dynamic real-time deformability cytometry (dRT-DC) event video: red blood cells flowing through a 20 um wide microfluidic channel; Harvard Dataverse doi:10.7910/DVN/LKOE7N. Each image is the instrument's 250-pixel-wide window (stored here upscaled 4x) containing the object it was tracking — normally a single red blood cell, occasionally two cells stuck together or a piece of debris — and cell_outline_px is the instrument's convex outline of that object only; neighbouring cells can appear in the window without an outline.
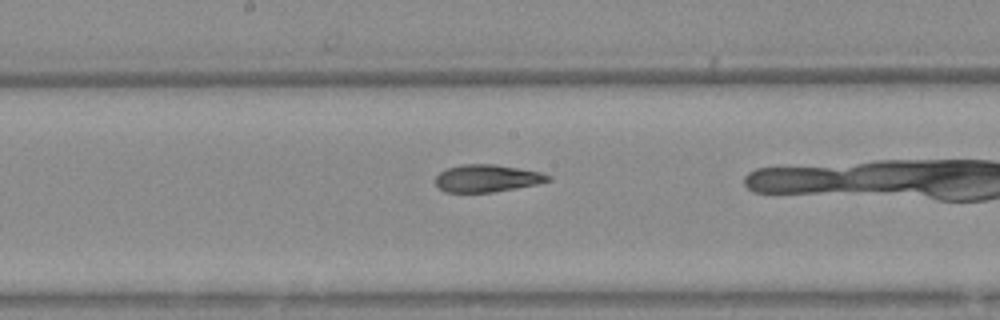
{"species": "Egyptian fruit bat (a non-hibernating species)", "species_latin": "Rousettus aegyptiacus", "temperature_condition": "warm", "stored_images_in_passage": 34, "camera_frame_rate_fps": 3000, "um_per_image_px": 0.085, "animal": {"sex": "female"}, "frame": {"image": 1, "passage_image": 15, "time_ms": 4.667, "image_size_px": [1000, 320], "cell_outline_px": [[552, 180], [536, 184], [516, 188], [492, 192], [444, 192], [436, 184], [436, 176], [440, 172], [448, 168], [464, 164], [496, 164], [540, 172], [552, 176]], "centroid_in_image_um": [41.41, 15.15], "position_along_channel_um": 206.8, "area_um2": 17.86}}